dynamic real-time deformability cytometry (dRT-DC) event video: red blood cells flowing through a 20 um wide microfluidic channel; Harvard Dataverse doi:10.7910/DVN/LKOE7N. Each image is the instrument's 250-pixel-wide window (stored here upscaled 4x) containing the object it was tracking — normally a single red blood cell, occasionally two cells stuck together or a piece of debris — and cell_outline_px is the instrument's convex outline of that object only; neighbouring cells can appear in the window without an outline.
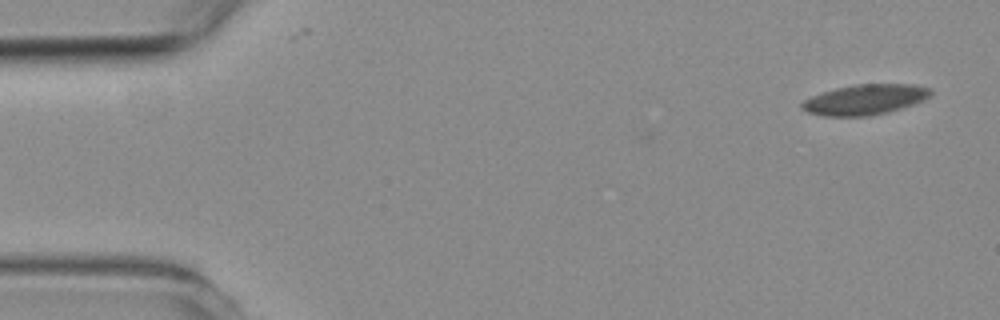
{"species": "common noctule bat (a hibernating species)", "species_latin": "Nyctalus noctula", "temperature_condition": "room temperature", "stored_images_in_passage": 5, "camera_frame_rate_fps": 3000, "um_per_image_px": 0.085, "animal": {"sex": "female", "body_mass_g": 19.3, "forearm_length_mm": 54.1}, "frame": {"image": 1, "passage_image": 1, "time_ms": 0.0, "image_size_px": [1000, 320], "cell_outline_px": [[932, 96], [924, 100], [888, 112], [868, 116], [824, 116], [808, 112], [800, 108], [800, 104], [804, 100], [812, 96], [836, 88], [856, 84], [912, 84], [932, 88]], "centroid_in_image_um": [73.54, 8.46], "position_along_channel_um": 11.5, "area_um2": 22.72}}
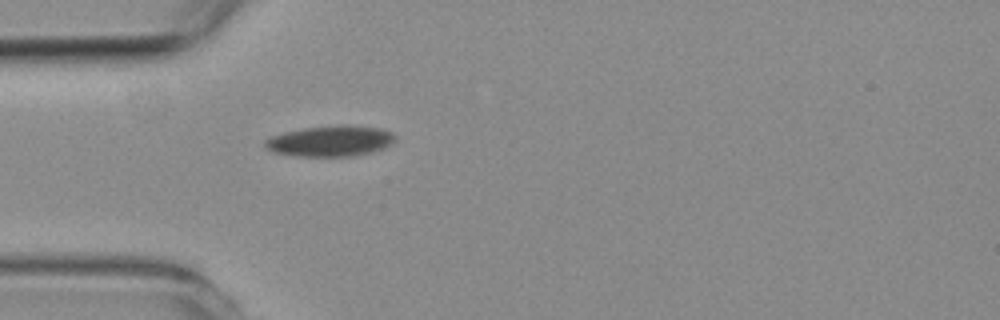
{"frame": {"image": 2, "passage_image": 5, "time_ms": 4.667, "image_size_px": [1000, 320], "cell_outline_px": [[396, 140], [392, 144], [384, 148], [352, 156], [296, 156], [272, 152], [264, 148], [264, 140], [268, 136], [284, 132], [304, 128], [336, 124], [344, 124], [384, 128], [392, 132], [396, 136]], "centroid_in_image_um": [28.07, 11.97], "position_along_channel_um": 56.9, "area_um2": 23.81}}